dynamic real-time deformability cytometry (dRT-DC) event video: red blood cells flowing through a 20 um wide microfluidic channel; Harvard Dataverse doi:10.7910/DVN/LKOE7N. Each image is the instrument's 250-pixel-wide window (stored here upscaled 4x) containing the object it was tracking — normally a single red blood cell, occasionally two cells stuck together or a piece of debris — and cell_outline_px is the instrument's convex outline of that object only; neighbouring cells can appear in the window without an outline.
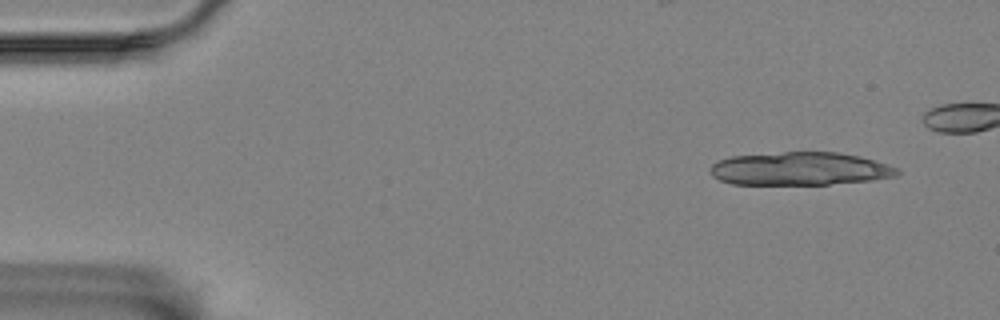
{"species": "Egyptian fruit bat (a non-hibernating species)", "species_latin": "Rousettus aegyptiacus", "temperature_condition": "room temperature", "stored_images_in_passage": 30, "camera_frame_rate_fps": 3000, "um_per_image_px": 0.085, "animal": {"sex": "female"}, "frame": {"image": 1, "passage_image": 1, "time_ms": 0.0, "image_size_px": [1000, 320], "cell_outline_px": [[900, 172], [896, 176], [872, 180], [828, 184], [732, 184], [720, 180], [712, 176], [712, 164], [716, 160], [732, 156], [784, 152], [840, 152], [860, 156], [888, 164], [900, 168]], "centroid_in_image_um": [68.03, 14.34], "position_along_channel_um": 17.0, "area_um2": 36.13}}
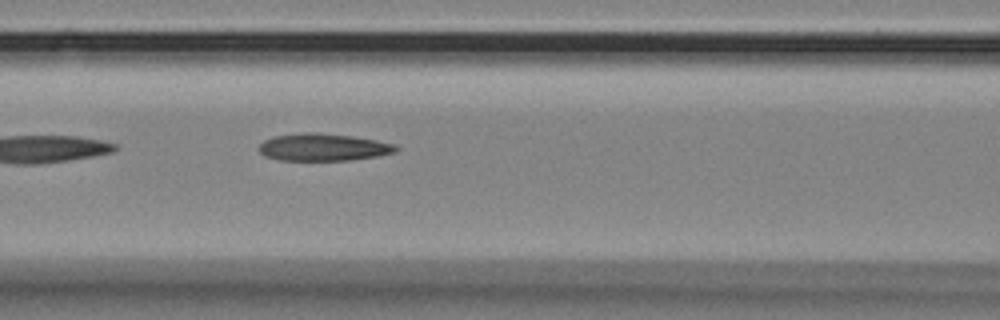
{"frame": {"image": 2, "passage_image": 18, "time_ms": 5.667, "image_size_px": [1000, 320], "cell_outline_px": [[400, 148], [396, 152], [380, 156], [348, 160], [280, 160], [264, 156], [260, 152], [260, 144], [264, 140], [272, 136], [304, 132], [316, 132], [352, 136], [376, 140], [396, 144]], "centroid_in_image_um": [27.5, 12.51], "position_along_channel_um": 139.1, "area_um2": 21.96}}